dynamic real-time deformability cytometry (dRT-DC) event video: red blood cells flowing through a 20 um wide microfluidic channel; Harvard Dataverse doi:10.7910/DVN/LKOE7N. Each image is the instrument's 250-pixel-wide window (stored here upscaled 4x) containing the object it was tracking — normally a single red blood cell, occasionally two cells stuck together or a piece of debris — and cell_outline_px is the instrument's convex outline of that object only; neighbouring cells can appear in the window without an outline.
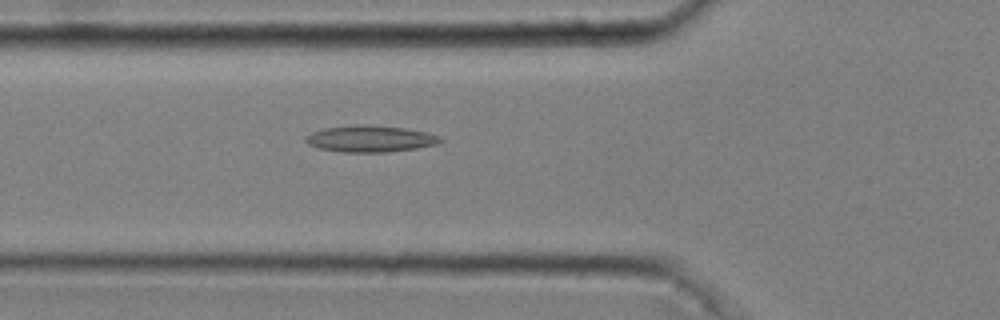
{"species": "common noctule bat (a hibernating species)", "species_latin": "Nyctalus noctula", "temperature_condition": "cold", "stored_images_in_passage": 49, "camera_frame_rate_fps": 3000, "um_per_image_px": 0.085, "animal": {"sex": "male", "body_mass_g": 20.4}, "frame": {"image": 1, "passage_image": 19, "time_ms": 6.0, "image_size_px": [1000, 320], "cell_outline_px": [[444, 140], [436, 144], [416, 148], [388, 152], [344, 152], [320, 148], [308, 144], [304, 140], [304, 136], [312, 132], [324, 128], [356, 124], [368, 124], [408, 128], [428, 132], [440, 136]], "centroid_in_image_um": [31.49, 11.78], "position_along_channel_um": 94.3, "area_um2": 21.04}}
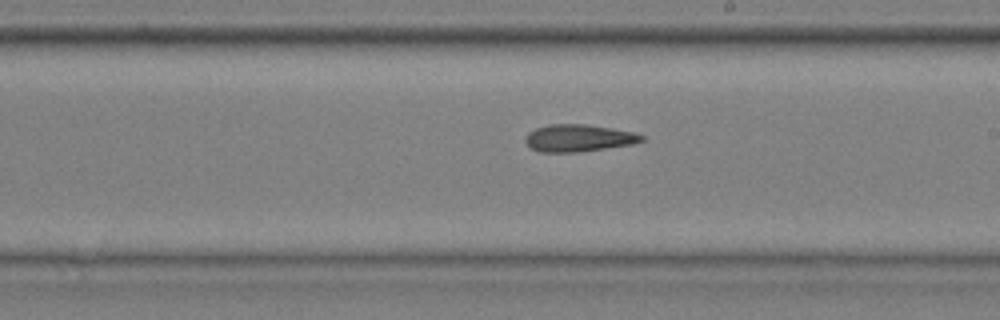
{"frame": {"image": 2, "passage_image": 31, "time_ms": 10.0, "image_size_px": [1000, 320], "cell_outline_px": [[644, 140], [632, 144], [580, 152], [540, 152], [532, 148], [524, 140], [524, 136], [528, 132], [536, 128], [548, 124], [584, 124], [612, 128], [632, 132], [644, 136]], "centroid_in_image_um": [49.14, 11.73], "position_along_channel_um": 239.9, "area_um2": 18.38}}
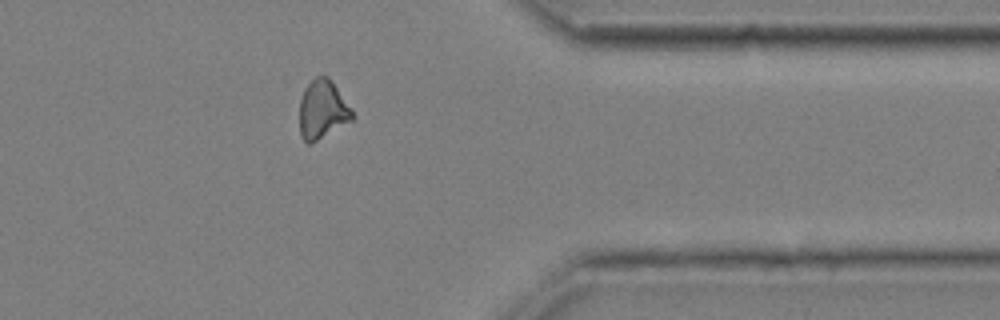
{"frame": {"image": 3, "passage_image": 44, "time_ms": 14.333, "image_size_px": [1000, 320], "cell_outline_px": [[356, 116], [352, 120], [316, 140], [308, 144], [300, 136], [300, 100], [304, 88], [316, 76], [328, 76], [332, 80], [352, 108]], "centroid_in_image_um": [27.43, 9.29], "position_along_channel_um": 384.0, "area_um2": 18.03}, "authors_computed_cell_mechanics": {"area_um2": 19.1318, "velocity_mm_per_s": 3.6371, "shape_relaxation_time_tau1_ms": null, "shape_relaxation_time_tau2_ms": 5.5012, "deformation_change_tau1": null, "deformation_change_tau2": 0.1574}}